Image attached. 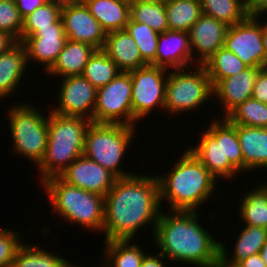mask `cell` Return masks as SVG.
<instances>
[{"instance_id": "cell-51", "label": "cell", "mask_w": 267, "mask_h": 267, "mask_svg": "<svg viewBox=\"0 0 267 267\" xmlns=\"http://www.w3.org/2000/svg\"><path fill=\"white\" fill-rule=\"evenodd\" d=\"M69 267H77V265L76 266H73V263H71L70 265H69ZM94 267H103L102 265L101 266H94Z\"/></svg>"}, {"instance_id": "cell-32", "label": "cell", "mask_w": 267, "mask_h": 267, "mask_svg": "<svg viewBox=\"0 0 267 267\" xmlns=\"http://www.w3.org/2000/svg\"><path fill=\"white\" fill-rule=\"evenodd\" d=\"M71 262L40 246L23 244L16 253L12 267H69Z\"/></svg>"}, {"instance_id": "cell-24", "label": "cell", "mask_w": 267, "mask_h": 267, "mask_svg": "<svg viewBox=\"0 0 267 267\" xmlns=\"http://www.w3.org/2000/svg\"><path fill=\"white\" fill-rule=\"evenodd\" d=\"M95 50L88 44L67 40L56 62L46 73L50 76H63L62 78L82 75Z\"/></svg>"}, {"instance_id": "cell-30", "label": "cell", "mask_w": 267, "mask_h": 267, "mask_svg": "<svg viewBox=\"0 0 267 267\" xmlns=\"http://www.w3.org/2000/svg\"><path fill=\"white\" fill-rule=\"evenodd\" d=\"M202 13L233 26L249 15L245 0H200Z\"/></svg>"}, {"instance_id": "cell-25", "label": "cell", "mask_w": 267, "mask_h": 267, "mask_svg": "<svg viewBox=\"0 0 267 267\" xmlns=\"http://www.w3.org/2000/svg\"><path fill=\"white\" fill-rule=\"evenodd\" d=\"M243 228L237 237L231 257L228 256L229 252L226 251L225 244L220 242V262L222 264L235 267L247 257L260 253L267 239V228L246 225Z\"/></svg>"}, {"instance_id": "cell-6", "label": "cell", "mask_w": 267, "mask_h": 267, "mask_svg": "<svg viewBox=\"0 0 267 267\" xmlns=\"http://www.w3.org/2000/svg\"><path fill=\"white\" fill-rule=\"evenodd\" d=\"M135 128L122 124L91 122L85 135L83 155L100 164L117 179L134 175L125 172L120 167V162L133 142Z\"/></svg>"}, {"instance_id": "cell-14", "label": "cell", "mask_w": 267, "mask_h": 267, "mask_svg": "<svg viewBox=\"0 0 267 267\" xmlns=\"http://www.w3.org/2000/svg\"><path fill=\"white\" fill-rule=\"evenodd\" d=\"M61 19L68 40L104 48L106 32L82 1L63 4Z\"/></svg>"}, {"instance_id": "cell-38", "label": "cell", "mask_w": 267, "mask_h": 267, "mask_svg": "<svg viewBox=\"0 0 267 267\" xmlns=\"http://www.w3.org/2000/svg\"><path fill=\"white\" fill-rule=\"evenodd\" d=\"M23 18L14 0H0V30L21 42Z\"/></svg>"}, {"instance_id": "cell-19", "label": "cell", "mask_w": 267, "mask_h": 267, "mask_svg": "<svg viewBox=\"0 0 267 267\" xmlns=\"http://www.w3.org/2000/svg\"><path fill=\"white\" fill-rule=\"evenodd\" d=\"M156 66L168 70L193 67L189 32L166 30L159 33Z\"/></svg>"}, {"instance_id": "cell-29", "label": "cell", "mask_w": 267, "mask_h": 267, "mask_svg": "<svg viewBox=\"0 0 267 267\" xmlns=\"http://www.w3.org/2000/svg\"><path fill=\"white\" fill-rule=\"evenodd\" d=\"M212 87L220 80L236 75L248 68L243 61L224 46L219 48L204 64Z\"/></svg>"}, {"instance_id": "cell-50", "label": "cell", "mask_w": 267, "mask_h": 267, "mask_svg": "<svg viewBox=\"0 0 267 267\" xmlns=\"http://www.w3.org/2000/svg\"><path fill=\"white\" fill-rule=\"evenodd\" d=\"M215 267H229V266H226L225 264H222L221 262H219Z\"/></svg>"}, {"instance_id": "cell-15", "label": "cell", "mask_w": 267, "mask_h": 267, "mask_svg": "<svg viewBox=\"0 0 267 267\" xmlns=\"http://www.w3.org/2000/svg\"><path fill=\"white\" fill-rule=\"evenodd\" d=\"M59 177L70 185L104 197L117 179L100 164L84 155L75 159Z\"/></svg>"}, {"instance_id": "cell-42", "label": "cell", "mask_w": 267, "mask_h": 267, "mask_svg": "<svg viewBox=\"0 0 267 267\" xmlns=\"http://www.w3.org/2000/svg\"><path fill=\"white\" fill-rule=\"evenodd\" d=\"M245 5L249 16L261 18L267 13V0H245Z\"/></svg>"}, {"instance_id": "cell-45", "label": "cell", "mask_w": 267, "mask_h": 267, "mask_svg": "<svg viewBox=\"0 0 267 267\" xmlns=\"http://www.w3.org/2000/svg\"><path fill=\"white\" fill-rule=\"evenodd\" d=\"M17 42L9 33L0 30V54L8 51Z\"/></svg>"}, {"instance_id": "cell-21", "label": "cell", "mask_w": 267, "mask_h": 267, "mask_svg": "<svg viewBox=\"0 0 267 267\" xmlns=\"http://www.w3.org/2000/svg\"><path fill=\"white\" fill-rule=\"evenodd\" d=\"M244 159V173L267 168V128L233 125Z\"/></svg>"}, {"instance_id": "cell-20", "label": "cell", "mask_w": 267, "mask_h": 267, "mask_svg": "<svg viewBox=\"0 0 267 267\" xmlns=\"http://www.w3.org/2000/svg\"><path fill=\"white\" fill-rule=\"evenodd\" d=\"M103 50L117 64L121 72H131L148 65L142 59L136 43L126 30L107 33Z\"/></svg>"}, {"instance_id": "cell-7", "label": "cell", "mask_w": 267, "mask_h": 267, "mask_svg": "<svg viewBox=\"0 0 267 267\" xmlns=\"http://www.w3.org/2000/svg\"><path fill=\"white\" fill-rule=\"evenodd\" d=\"M32 104H15L8 109L13 151L35 163L43 160L48 143V117Z\"/></svg>"}, {"instance_id": "cell-49", "label": "cell", "mask_w": 267, "mask_h": 267, "mask_svg": "<svg viewBox=\"0 0 267 267\" xmlns=\"http://www.w3.org/2000/svg\"><path fill=\"white\" fill-rule=\"evenodd\" d=\"M51 1L58 2L63 5V4L73 3V2H79L80 0H51Z\"/></svg>"}, {"instance_id": "cell-27", "label": "cell", "mask_w": 267, "mask_h": 267, "mask_svg": "<svg viewBox=\"0 0 267 267\" xmlns=\"http://www.w3.org/2000/svg\"><path fill=\"white\" fill-rule=\"evenodd\" d=\"M129 240L104 241L105 258L103 267H140L146 255L143 249Z\"/></svg>"}, {"instance_id": "cell-4", "label": "cell", "mask_w": 267, "mask_h": 267, "mask_svg": "<svg viewBox=\"0 0 267 267\" xmlns=\"http://www.w3.org/2000/svg\"><path fill=\"white\" fill-rule=\"evenodd\" d=\"M48 143L43 160L37 166L42 183L59 176L75 159L83 155L87 118L48 113Z\"/></svg>"}, {"instance_id": "cell-48", "label": "cell", "mask_w": 267, "mask_h": 267, "mask_svg": "<svg viewBox=\"0 0 267 267\" xmlns=\"http://www.w3.org/2000/svg\"><path fill=\"white\" fill-rule=\"evenodd\" d=\"M130 1H142V2L157 3V4L165 5L169 0H130Z\"/></svg>"}, {"instance_id": "cell-37", "label": "cell", "mask_w": 267, "mask_h": 267, "mask_svg": "<svg viewBox=\"0 0 267 267\" xmlns=\"http://www.w3.org/2000/svg\"><path fill=\"white\" fill-rule=\"evenodd\" d=\"M224 161H230L240 172L244 173V159L236 128L223 118Z\"/></svg>"}, {"instance_id": "cell-3", "label": "cell", "mask_w": 267, "mask_h": 267, "mask_svg": "<svg viewBox=\"0 0 267 267\" xmlns=\"http://www.w3.org/2000/svg\"><path fill=\"white\" fill-rule=\"evenodd\" d=\"M186 149L167 175H157L160 202L167 199L169 211H198L216 190L217 179Z\"/></svg>"}, {"instance_id": "cell-33", "label": "cell", "mask_w": 267, "mask_h": 267, "mask_svg": "<svg viewBox=\"0 0 267 267\" xmlns=\"http://www.w3.org/2000/svg\"><path fill=\"white\" fill-rule=\"evenodd\" d=\"M63 5L49 0L23 19L21 42L33 35L39 28L52 27V23H63L61 19Z\"/></svg>"}, {"instance_id": "cell-8", "label": "cell", "mask_w": 267, "mask_h": 267, "mask_svg": "<svg viewBox=\"0 0 267 267\" xmlns=\"http://www.w3.org/2000/svg\"><path fill=\"white\" fill-rule=\"evenodd\" d=\"M192 69L195 70L187 68L168 72L164 111L172 115L190 112L213 96V87L205 67L196 63Z\"/></svg>"}, {"instance_id": "cell-28", "label": "cell", "mask_w": 267, "mask_h": 267, "mask_svg": "<svg viewBox=\"0 0 267 267\" xmlns=\"http://www.w3.org/2000/svg\"><path fill=\"white\" fill-rule=\"evenodd\" d=\"M165 9L169 30L189 32L203 14L200 0H169Z\"/></svg>"}, {"instance_id": "cell-40", "label": "cell", "mask_w": 267, "mask_h": 267, "mask_svg": "<svg viewBox=\"0 0 267 267\" xmlns=\"http://www.w3.org/2000/svg\"><path fill=\"white\" fill-rule=\"evenodd\" d=\"M252 98L267 104V67L261 68L257 74Z\"/></svg>"}, {"instance_id": "cell-11", "label": "cell", "mask_w": 267, "mask_h": 267, "mask_svg": "<svg viewBox=\"0 0 267 267\" xmlns=\"http://www.w3.org/2000/svg\"><path fill=\"white\" fill-rule=\"evenodd\" d=\"M224 47L237 55L248 67H266L262 23L258 21V17L248 16L242 22L229 26Z\"/></svg>"}, {"instance_id": "cell-10", "label": "cell", "mask_w": 267, "mask_h": 267, "mask_svg": "<svg viewBox=\"0 0 267 267\" xmlns=\"http://www.w3.org/2000/svg\"><path fill=\"white\" fill-rule=\"evenodd\" d=\"M131 92L130 72H120L107 85L97 88L93 123L122 124L132 127Z\"/></svg>"}, {"instance_id": "cell-41", "label": "cell", "mask_w": 267, "mask_h": 267, "mask_svg": "<svg viewBox=\"0 0 267 267\" xmlns=\"http://www.w3.org/2000/svg\"><path fill=\"white\" fill-rule=\"evenodd\" d=\"M49 0H14L20 15L24 19L27 15L31 14L35 9L44 5Z\"/></svg>"}, {"instance_id": "cell-39", "label": "cell", "mask_w": 267, "mask_h": 267, "mask_svg": "<svg viewBox=\"0 0 267 267\" xmlns=\"http://www.w3.org/2000/svg\"><path fill=\"white\" fill-rule=\"evenodd\" d=\"M21 234L8 228H0V267H12L13 260L19 248Z\"/></svg>"}, {"instance_id": "cell-34", "label": "cell", "mask_w": 267, "mask_h": 267, "mask_svg": "<svg viewBox=\"0 0 267 267\" xmlns=\"http://www.w3.org/2000/svg\"><path fill=\"white\" fill-rule=\"evenodd\" d=\"M225 118L232 125L267 128V104L249 98L234 108Z\"/></svg>"}, {"instance_id": "cell-13", "label": "cell", "mask_w": 267, "mask_h": 267, "mask_svg": "<svg viewBox=\"0 0 267 267\" xmlns=\"http://www.w3.org/2000/svg\"><path fill=\"white\" fill-rule=\"evenodd\" d=\"M62 79L57 97L59 104L50 110L59 115L87 118L93 122L97 89L83 75Z\"/></svg>"}, {"instance_id": "cell-26", "label": "cell", "mask_w": 267, "mask_h": 267, "mask_svg": "<svg viewBox=\"0 0 267 267\" xmlns=\"http://www.w3.org/2000/svg\"><path fill=\"white\" fill-rule=\"evenodd\" d=\"M238 211L246 226L267 228V182L242 195Z\"/></svg>"}, {"instance_id": "cell-22", "label": "cell", "mask_w": 267, "mask_h": 267, "mask_svg": "<svg viewBox=\"0 0 267 267\" xmlns=\"http://www.w3.org/2000/svg\"><path fill=\"white\" fill-rule=\"evenodd\" d=\"M107 33L125 30L130 19V0H80Z\"/></svg>"}, {"instance_id": "cell-46", "label": "cell", "mask_w": 267, "mask_h": 267, "mask_svg": "<svg viewBox=\"0 0 267 267\" xmlns=\"http://www.w3.org/2000/svg\"><path fill=\"white\" fill-rule=\"evenodd\" d=\"M262 41L263 47L266 54V67H267V22H262Z\"/></svg>"}, {"instance_id": "cell-31", "label": "cell", "mask_w": 267, "mask_h": 267, "mask_svg": "<svg viewBox=\"0 0 267 267\" xmlns=\"http://www.w3.org/2000/svg\"><path fill=\"white\" fill-rule=\"evenodd\" d=\"M121 71L103 49L95 50L85 66L83 76L97 89L107 85Z\"/></svg>"}, {"instance_id": "cell-16", "label": "cell", "mask_w": 267, "mask_h": 267, "mask_svg": "<svg viewBox=\"0 0 267 267\" xmlns=\"http://www.w3.org/2000/svg\"><path fill=\"white\" fill-rule=\"evenodd\" d=\"M67 40L63 23H52V27L39 28L21 43L25 47L27 61L43 63V70L47 72L56 62Z\"/></svg>"}, {"instance_id": "cell-23", "label": "cell", "mask_w": 267, "mask_h": 267, "mask_svg": "<svg viewBox=\"0 0 267 267\" xmlns=\"http://www.w3.org/2000/svg\"><path fill=\"white\" fill-rule=\"evenodd\" d=\"M26 65V50L19 41L8 51L0 54V99L13 95L22 76L26 74Z\"/></svg>"}, {"instance_id": "cell-9", "label": "cell", "mask_w": 267, "mask_h": 267, "mask_svg": "<svg viewBox=\"0 0 267 267\" xmlns=\"http://www.w3.org/2000/svg\"><path fill=\"white\" fill-rule=\"evenodd\" d=\"M168 69L148 64L130 72L132 81V127L156 107L164 110ZM154 109V110H153Z\"/></svg>"}, {"instance_id": "cell-47", "label": "cell", "mask_w": 267, "mask_h": 267, "mask_svg": "<svg viewBox=\"0 0 267 267\" xmlns=\"http://www.w3.org/2000/svg\"><path fill=\"white\" fill-rule=\"evenodd\" d=\"M262 257V260L264 261V263L266 264V267H267V239L262 247V249L260 250V253H259Z\"/></svg>"}, {"instance_id": "cell-17", "label": "cell", "mask_w": 267, "mask_h": 267, "mask_svg": "<svg viewBox=\"0 0 267 267\" xmlns=\"http://www.w3.org/2000/svg\"><path fill=\"white\" fill-rule=\"evenodd\" d=\"M228 28L226 23L202 14L189 30L192 63L195 60L198 65H203L219 48L223 47ZM195 52L199 55L197 60L193 56Z\"/></svg>"}, {"instance_id": "cell-5", "label": "cell", "mask_w": 267, "mask_h": 267, "mask_svg": "<svg viewBox=\"0 0 267 267\" xmlns=\"http://www.w3.org/2000/svg\"><path fill=\"white\" fill-rule=\"evenodd\" d=\"M40 184L47 193L53 213H58L64 221L102 233L104 196L70 185L59 176L47 178Z\"/></svg>"}, {"instance_id": "cell-44", "label": "cell", "mask_w": 267, "mask_h": 267, "mask_svg": "<svg viewBox=\"0 0 267 267\" xmlns=\"http://www.w3.org/2000/svg\"><path fill=\"white\" fill-rule=\"evenodd\" d=\"M235 267H266L259 253L251 255L240 261Z\"/></svg>"}, {"instance_id": "cell-2", "label": "cell", "mask_w": 267, "mask_h": 267, "mask_svg": "<svg viewBox=\"0 0 267 267\" xmlns=\"http://www.w3.org/2000/svg\"><path fill=\"white\" fill-rule=\"evenodd\" d=\"M170 212L162 209L153 233L159 253L169 262L215 267L220 262V241L198 223L197 211Z\"/></svg>"}, {"instance_id": "cell-18", "label": "cell", "mask_w": 267, "mask_h": 267, "mask_svg": "<svg viewBox=\"0 0 267 267\" xmlns=\"http://www.w3.org/2000/svg\"><path fill=\"white\" fill-rule=\"evenodd\" d=\"M261 68L248 67L236 75L220 80L213 87L214 96L221 101L225 118L234 108L249 98H252L257 74Z\"/></svg>"}, {"instance_id": "cell-36", "label": "cell", "mask_w": 267, "mask_h": 267, "mask_svg": "<svg viewBox=\"0 0 267 267\" xmlns=\"http://www.w3.org/2000/svg\"><path fill=\"white\" fill-rule=\"evenodd\" d=\"M125 30L136 43L142 59L147 63L156 66V53L159 33L147 24L138 23L129 19Z\"/></svg>"}, {"instance_id": "cell-12", "label": "cell", "mask_w": 267, "mask_h": 267, "mask_svg": "<svg viewBox=\"0 0 267 267\" xmlns=\"http://www.w3.org/2000/svg\"><path fill=\"white\" fill-rule=\"evenodd\" d=\"M212 120L208 129L200 134L197 145L188 149L217 180H228L240 171L230 161H224L223 118Z\"/></svg>"}, {"instance_id": "cell-43", "label": "cell", "mask_w": 267, "mask_h": 267, "mask_svg": "<svg viewBox=\"0 0 267 267\" xmlns=\"http://www.w3.org/2000/svg\"><path fill=\"white\" fill-rule=\"evenodd\" d=\"M150 254L151 253H146L142 259L140 267H167L165 266L166 263H164L165 261L163 260L165 257L161 253H158L157 255L155 254L154 256L153 254Z\"/></svg>"}, {"instance_id": "cell-35", "label": "cell", "mask_w": 267, "mask_h": 267, "mask_svg": "<svg viewBox=\"0 0 267 267\" xmlns=\"http://www.w3.org/2000/svg\"><path fill=\"white\" fill-rule=\"evenodd\" d=\"M130 19L147 24L158 33L169 30L164 4L130 1Z\"/></svg>"}, {"instance_id": "cell-1", "label": "cell", "mask_w": 267, "mask_h": 267, "mask_svg": "<svg viewBox=\"0 0 267 267\" xmlns=\"http://www.w3.org/2000/svg\"><path fill=\"white\" fill-rule=\"evenodd\" d=\"M161 206L157 175L134 174L116 179L104 197L105 241L133 239L149 223L154 232Z\"/></svg>"}]
</instances>
